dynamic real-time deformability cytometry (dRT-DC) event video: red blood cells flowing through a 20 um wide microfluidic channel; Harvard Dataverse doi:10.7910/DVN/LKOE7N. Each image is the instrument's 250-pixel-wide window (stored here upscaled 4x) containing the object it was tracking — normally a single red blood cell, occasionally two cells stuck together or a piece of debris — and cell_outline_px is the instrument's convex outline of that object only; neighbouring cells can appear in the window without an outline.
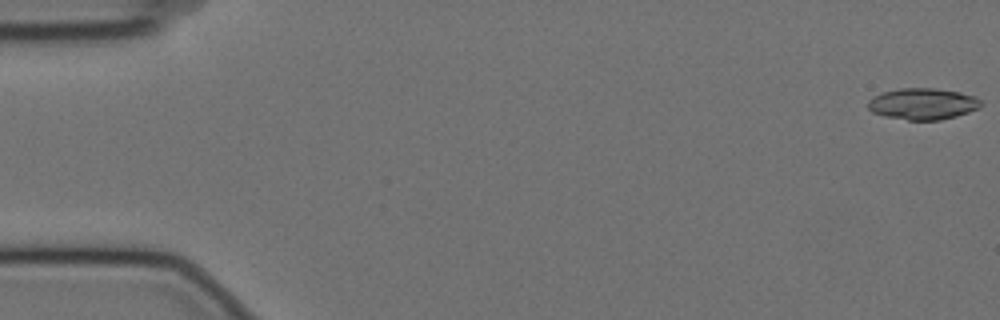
{"species": "Egyptian fruit bat (a non-hibernating species)", "species_latin": "Rousettus aegyptiacus", "temperature_condition": "cold", "stored_images_in_passage": 26, "camera_frame_rate_fps": 3000, "um_per_image_px": 0.085, "animal": {"sex": "female"}, "frame": {"image": 1, "passage_image": 1, "time_ms": 0.0, "image_size_px": [1000, 320], "cell_outline_px": [[984, 104], [980, 108], [956, 116], [940, 120], [908, 120], [884, 116], [872, 112], [868, 108], [868, 100], [872, 96], [884, 92], [900, 88], [936, 88], [960, 92], [976, 96]], "centroid_in_image_um": [78.45, 8.82], "position_along_channel_um": 6.5, "area_um2": 20.87}}
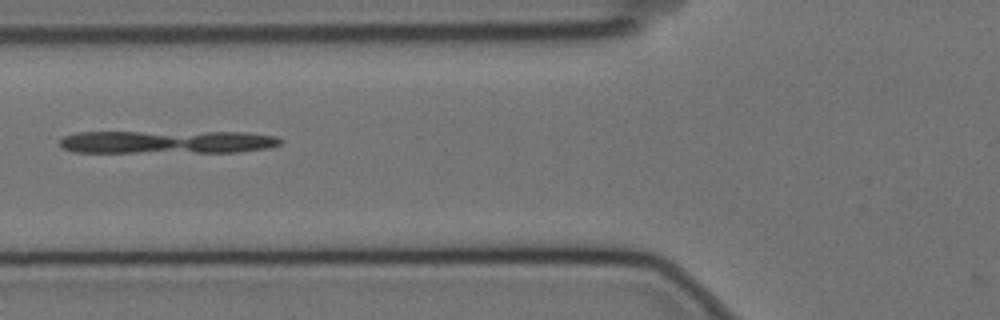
{"frame": {"image": 2, "passage_image": 22, "time_ms": 7.0, "image_size_px": [1000, 320], "cell_outline_px": [[284, 140], [280, 144], [268, 148], [236, 152], [72, 152], [64, 148], [60, 144], [60, 140], [64, 136], [76, 132], [244, 132], [276, 136]], "centroid_in_image_um": [14.23, 12.06], "position_along_channel_um": 111.6, "area_um2": 29.65}}
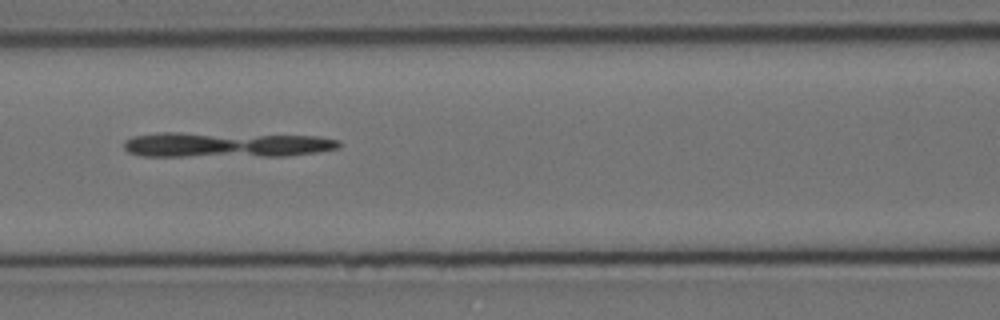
{"frame": {"image": 3, "passage_image": 25, "time_ms": 8.0, "image_size_px": [1000, 320], "cell_outline_px": [[344, 144], [340, 148], [320, 152], [284, 156], [140, 156], [128, 152], [124, 148], [124, 140], [132, 136], [156, 132], [180, 132], [320, 136], [340, 140]], "centroid_in_image_um": [19.25, 12.29], "position_along_channel_um": 147.4, "area_um2": 32.25}}